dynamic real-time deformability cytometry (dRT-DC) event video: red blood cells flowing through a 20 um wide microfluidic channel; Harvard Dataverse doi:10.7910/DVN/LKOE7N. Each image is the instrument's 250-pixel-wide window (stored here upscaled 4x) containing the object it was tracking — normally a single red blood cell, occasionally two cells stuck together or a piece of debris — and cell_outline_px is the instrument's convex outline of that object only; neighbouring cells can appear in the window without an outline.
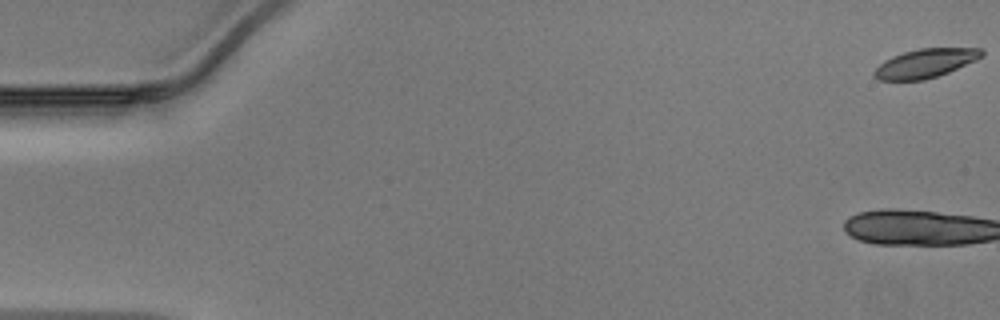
{"species": "Egyptian fruit bat (a non-hibernating species)", "species_latin": "Rousettus aegyptiacus", "temperature_condition": "warm", "stored_images_in_passage": 15, "camera_frame_rate_fps": 3000, "um_per_image_px": 0.085, "animal": {"sex": "male"}, "frame": {"image": 1, "passage_image": 1, "time_ms": 0.0, "image_size_px": [1000, 320], "cell_outline_px": [[984, 56], [976, 60], [948, 72], [924, 80], [880, 80], [872, 76], [872, 72], [884, 60], [892, 56], [904, 52], [920, 48], [980, 48], [984, 52]], "centroid_in_image_um": [78.64, 5.37], "position_along_channel_um": 6.4, "area_um2": 18.03}}